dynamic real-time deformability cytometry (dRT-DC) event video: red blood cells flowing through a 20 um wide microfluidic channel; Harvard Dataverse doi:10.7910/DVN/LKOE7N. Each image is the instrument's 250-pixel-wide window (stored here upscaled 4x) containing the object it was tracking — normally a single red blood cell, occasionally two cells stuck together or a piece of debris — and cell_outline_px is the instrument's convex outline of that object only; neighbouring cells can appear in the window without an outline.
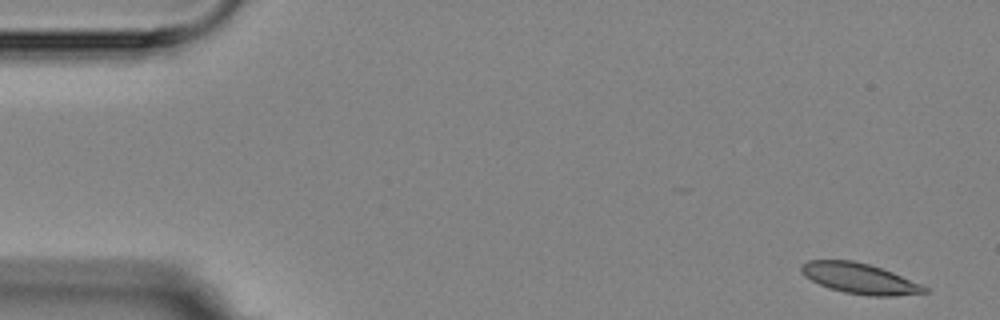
{"species": "Egyptian fruit bat (a non-hibernating species)", "species_latin": "Rousettus aegyptiacus", "temperature_condition": "room temperature", "stored_images_in_passage": 5, "camera_frame_rate_fps": 3000, "um_per_image_px": 0.085, "animal": {"sex": "female"}, "frame": {"image": 1, "passage_image": 1, "time_ms": 0.0, "image_size_px": [1000, 320], "cell_outline_px": [[928, 292], [896, 296], [868, 296], [844, 292], [828, 288], [804, 276], [800, 272], [800, 264], [808, 260], [852, 260], [868, 264], [892, 272], [920, 284], [928, 288]], "centroid_in_image_um": [73.02, 23.67], "position_along_channel_um": 12.0, "area_um2": 21.85}}